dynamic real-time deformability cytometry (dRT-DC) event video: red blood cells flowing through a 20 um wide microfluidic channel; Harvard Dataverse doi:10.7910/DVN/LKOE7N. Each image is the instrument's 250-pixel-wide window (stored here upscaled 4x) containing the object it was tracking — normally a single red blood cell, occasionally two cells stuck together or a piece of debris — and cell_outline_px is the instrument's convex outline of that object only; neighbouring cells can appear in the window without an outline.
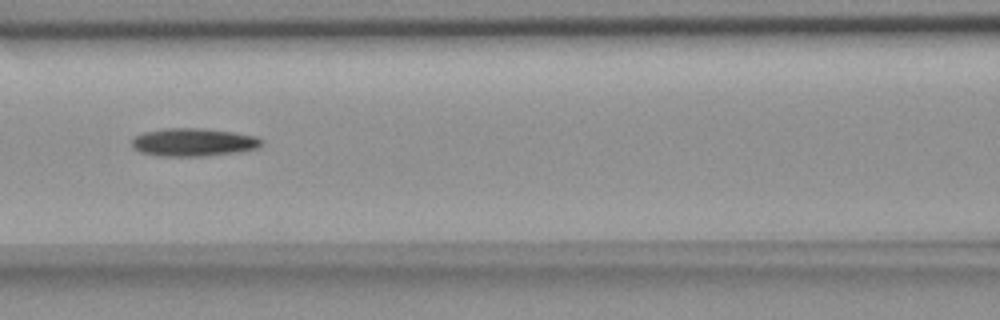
{"species": "common noctule bat (a hibernating species)", "species_latin": "Nyctalus noctula", "temperature_condition": "room temperature", "stored_images_in_passage": 6, "camera_frame_rate_fps": 3000, "um_per_image_px": 0.085, "animal": {"sex": "female", "body_mass_g": 18.4}, "frame": {"image": 1, "passage_image": 6, "time_ms": 7.333, "image_size_px": [1000, 320], "cell_outline_px": [[264, 140], [256, 148], [236, 152], [204, 156], [160, 156], [140, 152], [132, 144], [132, 140], [136, 136], [144, 132], [168, 128], [200, 128], [232, 132], [256, 136]], "centroid_in_image_um": [16.44, 12.09], "position_along_channel_um": 150.2, "area_um2": 20.87}}